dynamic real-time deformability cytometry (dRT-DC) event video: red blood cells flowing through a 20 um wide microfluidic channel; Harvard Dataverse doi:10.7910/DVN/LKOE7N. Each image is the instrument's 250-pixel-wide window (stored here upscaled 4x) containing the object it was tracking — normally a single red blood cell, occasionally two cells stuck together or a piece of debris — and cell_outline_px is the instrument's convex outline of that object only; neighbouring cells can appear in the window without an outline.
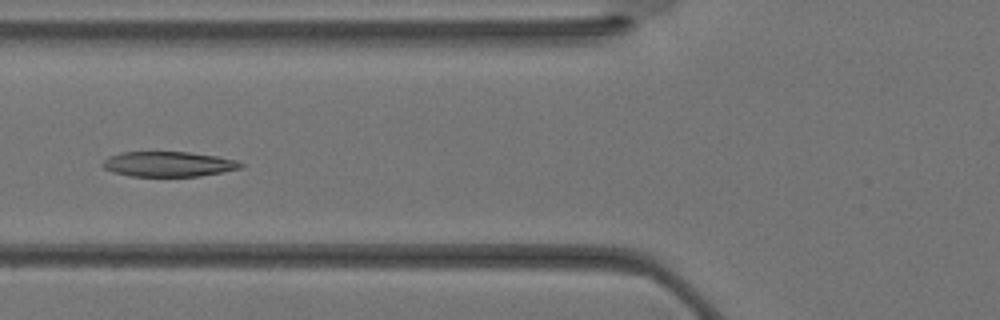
{"species": "Egyptian fruit bat (a non-hibernating species)", "species_latin": "Rousettus aegyptiacus", "temperature_condition": "warm", "stored_images_in_passage": 37, "camera_frame_rate_fps": 3000, "um_per_image_px": 0.085, "animal": {"sex": "female"}, "frame": {"image": 1, "passage_image": 14, "time_ms": 4.333, "image_size_px": [1000, 320], "cell_outline_px": [[244, 168], [224, 172], [200, 176], [132, 176], [112, 172], [104, 168], [100, 164], [108, 156], [120, 152], [188, 152], [216, 156], [236, 160], [244, 164]], "centroid_in_image_um": [14.32, 13.95], "position_along_channel_um": 111.5, "area_um2": 20.35}}
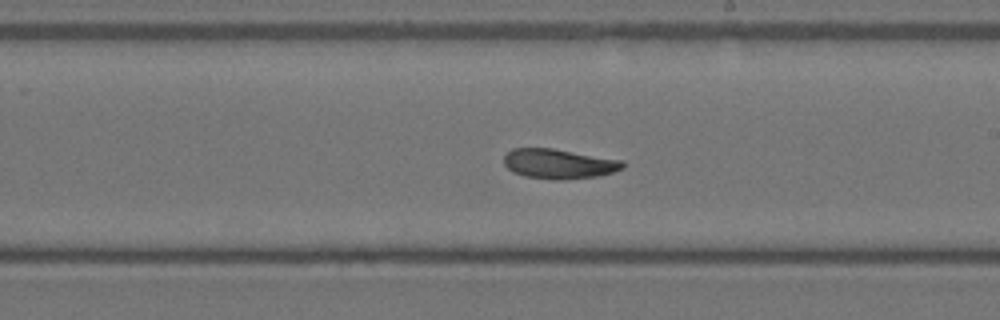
{"frame": {"image": 2, "passage_image": 21, "time_ms": 6.667, "image_size_px": [1000, 320], "cell_outline_px": [[624, 168], [612, 172], [596, 176], [560, 180], [552, 180], [524, 176], [512, 172], [504, 164], [504, 156], [512, 148], [552, 148], [624, 160]], "centroid_in_image_um": [47.49, 13.92], "position_along_channel_um": 241.5, "area_um2": 20.69}}
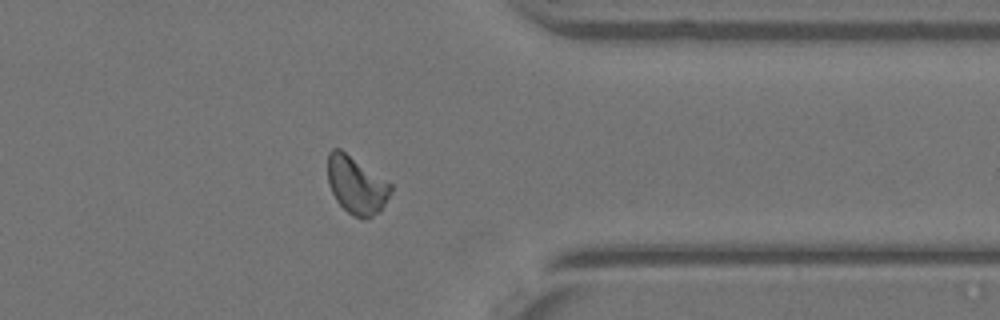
{"frame": {"image": 3, "passage_image": 29, "time_ms": 9.333, "image_size_px": [1000, 320], "cell_outline_px": [[392, 188], [380, 212], [372, 216], [352, 216], [336, 200], [328, 184], [328, 152], [332, 148], [340, 148], [392, 184]], "centroid_in_image_um": [30.27, 15.7], "position_along_channel_um": 381.1, "area_um2": 20.81}}